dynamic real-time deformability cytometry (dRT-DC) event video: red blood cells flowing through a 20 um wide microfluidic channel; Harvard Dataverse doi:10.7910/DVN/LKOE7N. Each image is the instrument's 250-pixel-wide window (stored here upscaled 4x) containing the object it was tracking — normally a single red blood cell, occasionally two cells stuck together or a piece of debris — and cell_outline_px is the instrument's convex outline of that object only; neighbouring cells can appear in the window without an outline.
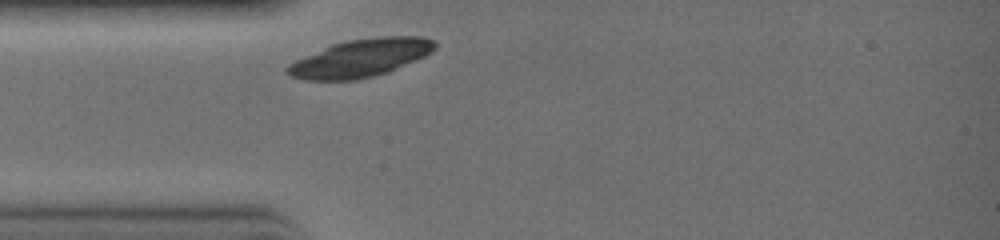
{"species": "common noctule bat (a hibernating species)", "species_latin": "Nyctalus noctula", "temperature_condition": "warm", "stored_images_in_passage": 14, "camera_frame_rate_fps": 3000, "um_per_image_px": 0.085, "animal": {"sex": "female", "body_mass_g": 19.0, "forearm_length_mm": 51.5}, "frame": {"image": 1, "passage_image": 1, "time_ms": 0.0, "image_size_px": [1000, 240], "cell_outline_px": [[436, 48], [424, 56], [416, 60], [388, 72], [356, 80], [304, 80], [288, 76], [284, 72], [284, 68], [288, 64], [296, 60], [332, 44], [348, 40], [376, 36], [424, 36], [436, 40]], "centroid_in_image_um": [30.64, 4.93], "position_along_channel_um": 54.4, "area_um2": 32.66}}